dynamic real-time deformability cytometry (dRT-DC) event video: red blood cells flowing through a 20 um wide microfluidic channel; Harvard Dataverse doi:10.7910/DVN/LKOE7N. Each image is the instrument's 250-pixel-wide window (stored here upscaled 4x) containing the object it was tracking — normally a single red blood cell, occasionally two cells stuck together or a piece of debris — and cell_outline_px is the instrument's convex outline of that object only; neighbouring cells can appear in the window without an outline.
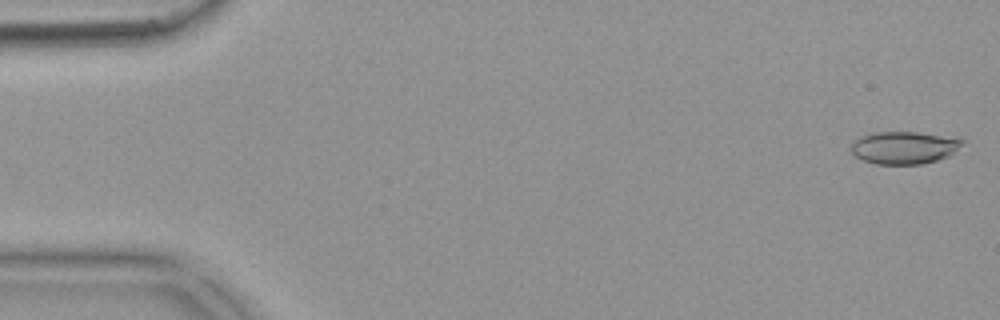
{"species": "common noctule bat (a hibernating species)", "species_latin": "Nyctalus noctula", "temperature_condition": "warm", "stored_images_in_passage": 12, "camera_frame_rate_fps": 3000, "um_per_image_px": 0.085, "animal": {"sex": "female", "body_mass_g": 18.4}, "frame": {"image": 1, "passage_image": 2, "time_ms": 0.333, "image_size_px": [1000, 320], "cell_outline_px": [[960, 140], [940, 156], [932, 160], [916, 164], [880, 164], [864, 160], [856, 152], [860, 140], [868, 136], [888, 132], [908, 132]], "centroid_in_image_um": [76.75, 12.57], "position_along_channel_um": 8.2, "area_um2": 17.92}}